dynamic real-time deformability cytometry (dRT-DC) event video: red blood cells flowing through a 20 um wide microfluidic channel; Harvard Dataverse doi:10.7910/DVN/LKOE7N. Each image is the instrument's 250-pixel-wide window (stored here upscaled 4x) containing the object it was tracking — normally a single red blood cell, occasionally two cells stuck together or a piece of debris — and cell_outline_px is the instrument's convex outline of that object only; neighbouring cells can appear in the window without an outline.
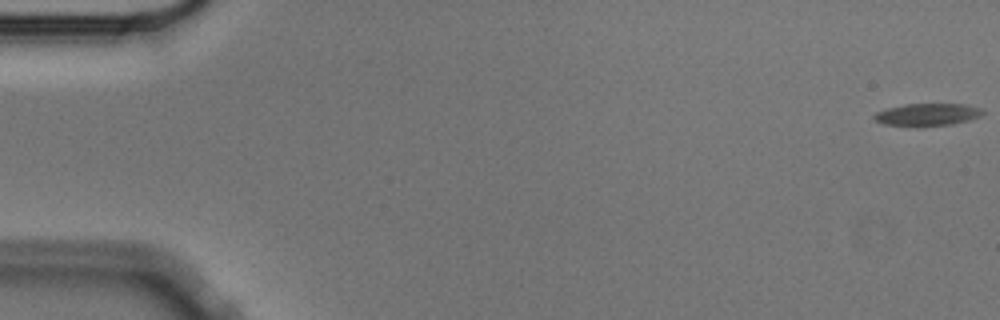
{"species": "Egyptian fruit bat (a non-hibernating species)", "species_latin": "Rousettus aegyptiacus", "temperature_condition": "cold", "stored_images_in_passage": 58, "camera_frame_rate_fps": 3000, "um_per_image_px": 0.085, "animal": {"sex": "male"}, "frame": {"image": 1, "passage_image": 1, "time_ms": 0.0, "image_size_px": [1000, 320], "cell_outline_px": [[984, 112], [980, 116], [968, 120], [952, 124], [920, 128], [916, 128], [884, 124], [876, 120], [872, 116], [876, 112], [888, 108], [904, 104], [964, 104], [980, 108]], "centroid_in_image_um": [78.79, 9.77], "position_along_channel_um": 6.2, "area_um2": 14.45}}
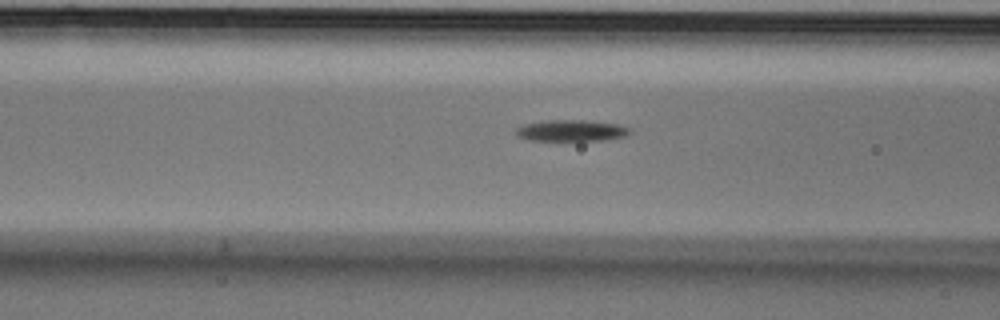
{"frame": {"image": 2, "passage_image": 23, "time_ms": 7.333, "image_size_px": [1000, 320], "cell_outline_px": [[632, 132], [624, 136], [600, 140], [528, 140], [516, 136], [516, 128], [524, 124], [544, 120], [584, 120], [620, 124], [632, 128]], "centroid_in_image_um": [48.56, 11.09], "position_along_channel_um": 118.0, "area_um2": 14.22}}
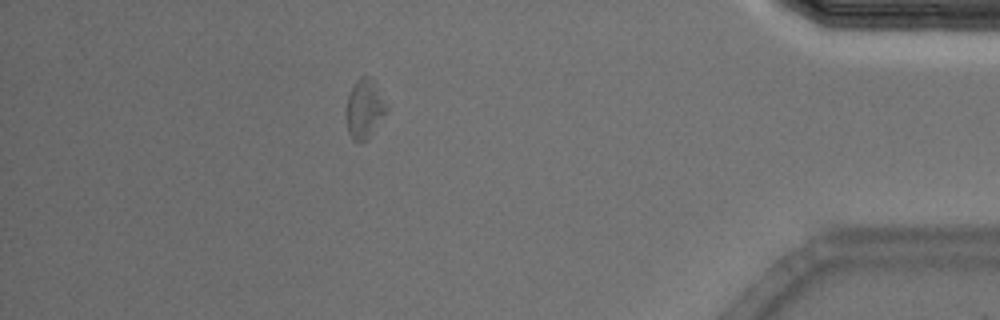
{"frame": {"image": 3, "passage_image": 51, "time_ms": 16.667, "image_size_px": [1000, 320], "cell_outline_px": [[388, 112], [368, 140], [360, 144], [356, 144], [352, 140], [348, 132], [348, 96], [352, 84], [360, 76], [368, 76], [372, 80], [388, 104]], "centroid_in_image_um": [31.02, 9.3], "position_along_channel_um": 404.2, "area_um2": 14.1}}